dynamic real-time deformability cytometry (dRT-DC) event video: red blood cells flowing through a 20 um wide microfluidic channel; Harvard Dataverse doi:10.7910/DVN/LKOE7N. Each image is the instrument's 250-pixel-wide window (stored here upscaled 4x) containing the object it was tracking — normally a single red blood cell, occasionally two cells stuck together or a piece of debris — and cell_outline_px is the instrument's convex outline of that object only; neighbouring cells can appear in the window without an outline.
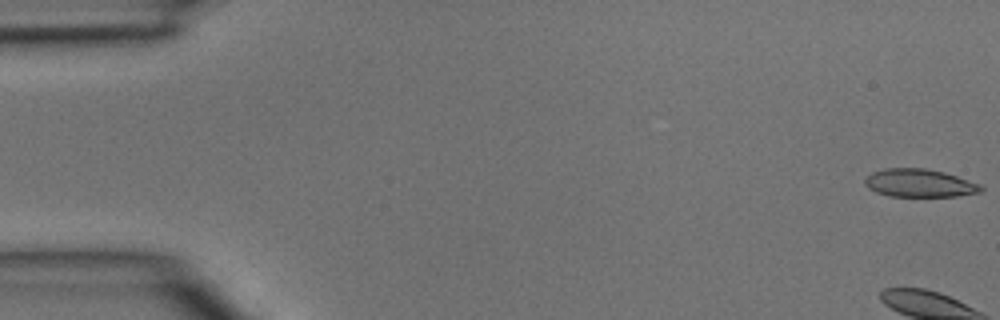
{"species": "common noctule bat (a hibernating species)", "species_latin": "Nyctalus noctula", "temperature_condition": "room temperature", "stored_images_in_passage": 4, "camera_frame_rate_fps": 3000, "um_per_image_px": 0.085, "animal": {"sex": "male", "body_mass_g": 15.6}, "frame": {"image": 1, "passage_image": 1, "time_ms": 0.0, "image_size_px": [1000, 320], "cell_outline_px": [[984, 188], [980, 192], [956, 196], [888, 196], [876, 192], [868, 188], [864, 184], [864, 180], [872, 172], [884, 168], [924, 168], [944, 172], [980, 184]], "centroid_in_image_um": [78.13, 15.56], "position_along_channel_um": 6.9, "area_um2": 18.9}}